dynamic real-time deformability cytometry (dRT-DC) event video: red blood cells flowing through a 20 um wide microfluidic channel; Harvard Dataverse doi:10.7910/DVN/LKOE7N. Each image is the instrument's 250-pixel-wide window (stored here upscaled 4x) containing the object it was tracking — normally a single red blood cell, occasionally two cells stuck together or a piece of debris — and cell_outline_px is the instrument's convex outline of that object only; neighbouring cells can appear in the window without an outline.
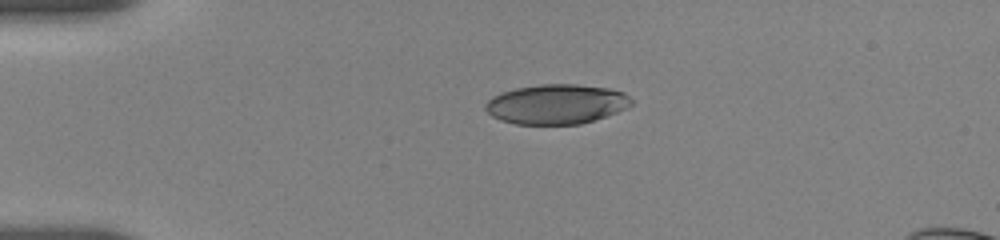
{"species": "human", "species_latin": "Homo sapiens", "temperature_condition": "room temperature", "stored_images_in_passage": 35, "camera_frame_rate_fps": 3000, "um_per_image_px": 0.085, "donor": {"sex": "female"}, "frame": {"image": 1, "passage_image": 1, "time_ms": 0.0, "image_size_px": [1000, 240], "cell_outline_px": [[632, 104], [628, 108], [580, 124], [516, 124], [500, 120], [492, 116], [484, 108], [484, 104], [492, 96], [500, 92], [516, 88], [540, 84], [576, 84], [608, 88], [624, 92], [632, 100]], "centroid_in_image_um": [47.27, 8.84], "position_along_channel_um": 37.7, "area_um2": 33.81}}
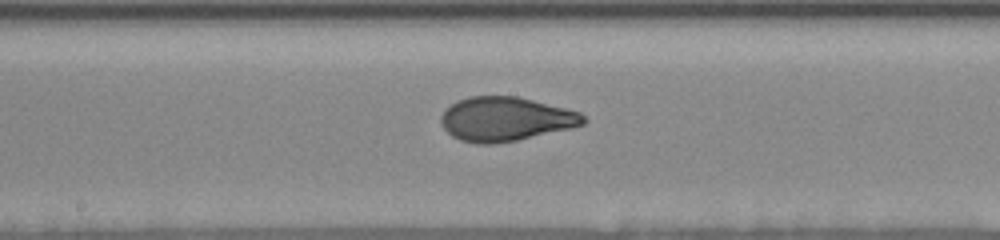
{"frame": {"image": 2, "passage_image": 18, "time_ms": 5.667, "image_size_px": [1000, 240], "cell_outline_px": [[588, 120], [584, 124], [572, 128], [516, 140], [492, 144], [476, 144], [460, 140], [452, 136], [444, 128], [440, 120], [440, 116], [444, 108], [456, 100], [468, 96], [516, 96], [580, 112]], "centroid_in_image_um": [42.93, 10.11], "position_along_channel_um": 205.3, "area_um2": 36.7}}
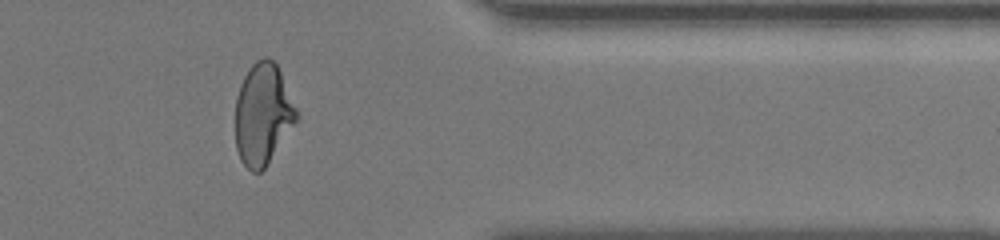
{"frame": {"image": 3, "passage_image": 30, "time_ms": 11.0, "image_size_px": [1000, 240], "cell_outline_px": [[300, 116], [264, 168], [260, 172], [252, 172], [240, 160], [236, 148], [236, 96], [240, 84], [248, 68], [256, 60], [264, 56], [268, 56], [276, 64], [280, 72]], "centroid_in_image_um": [22.33, 9.68], "position_along_channel_um": 389.1, "area_um2": 35.95}, "authors_computed_cell_mechanics": {"area_um2": 36.2984, "velocity_mm_per_s": 3.6737, "shape_relaxation_time_tau1_ms": 4.3088, "shape_relaxation_time_tau2_ms": 0.8854, "deformation_change_tau1": 0.1906, "deformation_change_tau2": 0.0631}}